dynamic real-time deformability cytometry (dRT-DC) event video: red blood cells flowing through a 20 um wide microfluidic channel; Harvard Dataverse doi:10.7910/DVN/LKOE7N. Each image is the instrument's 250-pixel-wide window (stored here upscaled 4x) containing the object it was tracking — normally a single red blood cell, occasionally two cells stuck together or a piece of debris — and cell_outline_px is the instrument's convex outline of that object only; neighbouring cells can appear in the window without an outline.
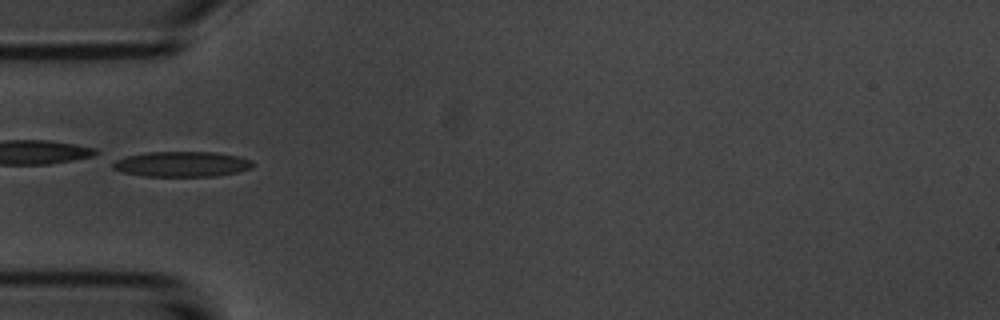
{"species": "common noctule bat (a hibernating species)", "species_latin": "Nyctalus noctula", "temperature_condition": "room temperature", "stored_images_in_passage": 3, "camera_frame_rate_fps": 3000, "um_per_image_px": 0.085, "animal": {"sex": "male", "body_mass_g": 20.1, "forearm_length_mm": 53.5}, "frame": {"image": 1, "passage_image": 3, "time_ms": 3.333, "image_size_px": [1000, 320], "cell_outline_px": [[256, 164], [252, 168], [236, 172], [216, 176], [144, 176], [124, 172], [112, 168], [112, 164], [116, 160], [128, 156], [148, 152], [216, 152], [240, 156], [252, 160]], "centroid_in_image_um": [15.53, 13.94], "position_along_channel_um": 69.5, "area_um2": 20.63}}